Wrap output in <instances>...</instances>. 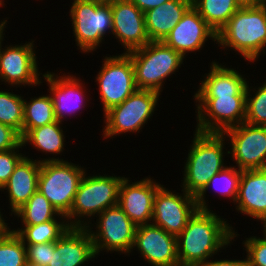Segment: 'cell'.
<instances>
[{"label": "cell", "mask_w": 266, "mask_h": 266, "mask_svg": "<svg viewBox=\"0 0 266 266\" xmlns=\"http://www.w3.org/2000/svg\"><path fill=\"white\" fill-rule=\"evenodd\" d=\"M112 35L128 53L150 42L145 14L131 0H117L111 4Z\"/></svg>", "instance_id": "cell-19"}, {"label": "cell", "mask_w": 266, "mask_h": 266, "mask_svg": "<svg viewBox=\"0 0 266 266\" xmlns=\"http://www.w3.org/2000/svg\"><path fill=\"white\" fill-rule=\"evenodd\" d=\"M170 190L163 184L156 192L153 206L152 224L166 232L178 236L188 220L198 210L195 196L181 189Z\"/></svg>", "instance_id": "cell-15"}, {"label": "cell", "mask_w": 266, "mask_h": 266, "mask_svg": "<svg viewBox=\"0 0 266 266\" xmlns=\"http://www.w3.org/2000/svg\"><path fill=\"white\" fill-rule=\"evenodd\" d=\"M13 216L18 223L21 221V225H37L50 220H67L66 216L60 214L39 190L11 215Z\"/></svg>", "instance_id": "cell-27"}, {"label": "cell", "mask_w": 266, "mask_h": 266, "mask_svg": "<svg viewBox=\"0 0 266 266\" xmlns=\"http://www.w3.org/2000/svg\"><path fill=\"white\" fill-rule=\"evenodd\" d=\"M85 172L70 212L66 215L70 227L86 228L93 217L118 205L119 188L125 176L88 174ZM89 175V176H88Z\"/></svg>", "instance_id": "cell-4"}, {"label": "cell", "mask_w": 266, "mask_h": 266, "mask_svg": "<svg viewBox=\"0 0 266 266\" xmlns=\"http://www.w3.org/2000/svg\"><path fill=\"white\" fill-rule=\"evenodd\" d=\"M230 148V160L239 170L266 168V126L247 123L231 127L223 132ZM230 141V142H229Z\"/></svg>", "instance_id": "cell-13"}, {"label": "cell", "mask_w": 266, "mask_h": 266, "mask_svg": "<svg viewBox=\"0 0 266 266\" xmlns=\"http://www.w3.org/2000/svg\"><path fill=\"white\" fill-rule=\"evenodd\" d=\"M226 219L213 210L198 209L177 236L179 266H199L226 252L240 236Z\"/></svg>", "instance_id": "cell-1"}, {"label": "cell", "mask_w": 266, "mask_h": 266, "mask_svg": "<svg viewBox=\"0 0 266 266\" xmlns=\"http://www.w3.org/2000/svg\"><path fill=\"white\" fill-rule=\"evenodd\" d=\"M69 5L70 22L75 45L82 54L95 52L112 35L111 4L73 0ZM108 33V34H107Z\"/></svg>", "instance_id": "cell-6"}, {"label": "cell", "mask_w": 266, "mask_h": 266, "mask_svg": "<svg viewBox=\"0 0 266 266\" xmlns=\"http://www.w3.org/2000/svg\"><path fill=\"white\" fill-rule=\"evenodd\" d=\"M127 54L132 60L137 89L154 90L161 94L166 80L176 75L186 62L180 53L163 41H150Z\"/></svg>", "instance_id": "cell-5"}, {"label": "cell", "mask_w": 266, "mask_h": 266, "mask_svg": "<svg viewBox=\"0 0 266 266\" xmlns=\"http://www.w3.org/2000/svg\"><path fill=\"white\" fill-rule=\"evenodd\" d=\"M143 13L156 8L169 0H131Z\"/></svg>", "instance_id": "cell-39"}, {"label": "cell", "mask_w": 266, "mask_h": 266, "mask_svg": "<svg viewBox=\"0 0 266 266\" xmlns=\"http://www.w3.org/2000/svg\"><path fill=\"white\" fill-rule=\"evenodd\" d=\"M12 228L24 244H39L57 241L69 228L67 220H50L37 225H20Z\"/></svg>", "instance_id": "cell-29"}, {"label": "cell", "mask_w": 266, "mask_h": 266, "mask_svg": "<svg viewBox=\"0 0 266 266\" xmlns=\"http://www.w3.org/2000/svg\"><path fill=\"white\" fill-rule=\"evenodd\" d=\"M27 251V262L39 266H48L51 252H54L55 242L25 244Z\"/></svg>", "instance_id": "cell-36"}, {"label": "cell", "mask_w": 266, "mask_h": 266, "mask_svg": "<svg viewBox=\"0 0 266 266\" xmlns=\"http://www.w3.org/2000/svg\"><path fill=\"white\" fill-rule=\"evenodd\" d=\"M94 219L96 222L92 220L94 223H89L86 229L91 235L97 257L102 256V252L132 256L131 249L137 226L118 205L107 208Z\"/></svg>", "instance_id": "cell-10"}, {"label": "cell", "mask_w": 266, "mask_h": 266, "mask_svg": "<svg viewBox=\"0 0 266 266\" xmlns=\"http://www.w3.org/2000/svg\"><path fill=\"white\" fill-rule=\"evenodd\" d=\"M88 168L64 161L42 162L38 190L62 215H67L73 205L79 184Z\"/></svg>", "instance_id": "cell-9"}, {"label": "cell", "mask_w": 266, "mask_h": 266, "mask_svg": "<svg viewBox=\"0 0 266 266\" xmlns=\"http://www.w3.org/2000/svg\"><path fill=\"white\" fill-rule=\"evenodd\" d=\"M2 210H4V209H1V207H0V234L8 227V224L10 225V223H7L6 218H4V216H5V215H3L4 212L1 213Z\"/></svg>", "instance_id": "cell-40"}, {"label": "cell", "mask_w": 266, "mask_h": 266, "mask_svg": "<svg viewBox=\"0 0 266 266\" xmlns=\"http://www.w3.org/2000/svg\"><path fill=\"white\" fill-rule=\"evenodd\" d=\"M221 51H234L245 62L259 61L266 55V0L255 5H244L217 33ZM228 48V49H227ZM230 48V49H229Z\"/></svg>", "instance_id": "cell-2"}, {"label": "cell", "mask_w": 266, "mask_h": 266, "mask_svg": "<svg viewBox=\"0 0 266 266\" xmlns=\"http://www.w3.org/2000/svg\"><path fill=\"white\" fill-rule=\"evenodd\" d=\"M261 236H248L242 245L249 266H266V227H262Z\"/></svg>", "instance_id": "cell-34"}, {"label": "cell", "mask_w": 266, "mask_h": 266, "mask_svg": "<svg viewBox=\"0 0 266 266\" xmlns=\"http://www.w3.org/2000/svg\"><path fill=\"white\" fill-rule=\"evenodd\" d=\"M241 176V170H239L233 164L226 166L222 171L215 174L207 183L205 188L195 197L199 210H211L206 198L208 190L214 189L215 195L218 193L219 197L226 199L232 203H235L238 196L239 180Z\"/></svg>", "instance_id": "cell-26"}, {"label": "cell", "mask_w": 266, "mask_h": 266, "mask_svg": "<svg viewBox=\"0 0 266 266\" xmlns=\"http://www.w3.org/2000/svg\"><path fill=\"white\" fill-rule=\"evenodd\" d=\"M20 144V134L12 127L0 123V152L17 148Z\"/></svg>", "instance_id": "cell-37"}, {"label": "cell", "mask_w": 266, "mask_h": 266, "mask_svg": "<svg viewBox=\"0 0 266 266\" xmlns=\"http://www.w3.org/2000/svg\"><path fill=\"white\" fill-rule=\"evenodd\" d=\"M211 259H209L206 263L200 264L199 266H249L247 258H243L241 259H217L215 257Z\"/></svg>", "instance_id": "cell-38"}, {"label": "cell", "mask_w": 266, "mask_h": 266, "mask_svg": "<svg viewBox=\"0 0 266 266\" xmlns=\"http://www.w3.org/2000/svg\"><path fill=\"white\" fill-rule=\"evenodd\" d=\"M245 123L254 126H266V79L259 86H250L248 81Z\"/></svg>", "instance_id": "cell-33"}, {"label": "cell", "mask_w": 266, "mask_h": 266, "mask_svg": "<svg viewBox=\"0 0 266 266\" xmlns=\"http://www.w3.org/2000/svg\"><path fill=\"white\" fill-rule=\"evenodd\" d=\"M209 40L217 43V33L191 5L163 42L186 59L189 54L204 50Z\"/></svg>", "instance_id": "cell-18"}, {"label": "cell", "mask_w": 266, "mask_h": 266, "mask_svg": "<svg viewBox=\"0 0 266 266\" xmlns=\"http://www.w3.org/2000/svg\"><path fill=\"white\" fill-rule=\"evenodd\" d=\"M238 1L242 6H244V5H255L265 0H238Z\"/></svg>", "instance_id": "cell-41"}, {"label": "cell", "mask_w": 266, "mask_h": 266, "mask_svg": "<svg viewBox=\"0 0 266 266\" xmlns=\"http://www.w3.org/2000/svg\"><path fill=\"white\" fill-rule=\"evenodd\" d=\"M134 250L151 266H179L177 236L152 223L137 226L131 252Z\"/></svg>", "instance_id": "cell-16"}, {"label": "cell", "mask_w": 266, "mask_h": 266, "mask_svg": "<svg viewBox=\"0 0 266 266\" xmlns=\"http://www.w3.org/2000/svg\"><path fill=\"white\" fill-rule=\"evenodd\" d=\"M161 95L154 90L137 89L123 103L112 107L103 115L101 138L113 140L115 136L122 134L126 136V133H140L158 110Z\"/></svg>", "instance_id": "cell-7"}, {"label": "cell", "mask_w": 266, "mask_h": 266, "mask_svg": "<svg viewBox=\"0 0 266 266\" xmlns=\"http://www.w3.org/2000/svg\"><path fill=\"white\" fill-rule=\"evenodd\" d=\"M64 123L60 121H55L44 126H39L31 129L22 139L21 143L23 147L32 146L35 150L40 153L46 154V158H35L36 161L48 162V161H64L65 158H62L63 151L66 149V131H63ZM27 145V146H26ZM53 157H49V155ZM48 155V157H47ZM59 157H56V156ZM61 157V158H60Z\"/></svg>", "instance_id": "cell-24"}, {"label": "cell", "mask_w": 266, "mask_h": 266, "mask_svg": "<svg viewBox=\"0 0 266 266\" xmlns=\"http://www.w3.org/2000/svg\"><path fill=\"white\" fill-rule=\"evenodd\" d=\"M192 97L197 113L195 131L223 133L245 122L246 95Z\"/></svg>", "instance_id": "cell-12"}, {"label": "cell", "mask_w": 266, "mask_h": 266, "mask_svg": "<svg viewBox=\"0 0 266 266\" xmlns=\"http://www.w3.org/2000/svg\"><path fill=\"white\" fill-rule=\"evenodd\" d=\"M22 143L14 149L0 152V190L7 183L18 162L26 155ZM21 149V150H20Z\"/></svg>", "instance_id": "cell-35"}, {"label": "cell", "mask_w": 266, "mask_h": 266, "mask_svg": "<svg viewBox=\"0 0 266 266\" xmlns=\"http://www.w3.org/2000/svg\"><path fill=\"white\" fill-rule=\"evenodd\" d=\"M235 211L266 227V168L241 171Z\"/></svg>", "instance_id": "cell-20"}, {"label": "cell", "mask_w": 266, "mask_h": 266, "mask_svg": "<svg viewBox=\"0 0 266 266\" xmlns=\"http://www.w3.org/2000/svg\"><path fill=\"white\" fill-rule=\"evenodd\" d=\"M192 6L216 33L242 7L238 0H192Z\"/></svg>", "instance_id": "cell-28"}, {"label": "cell", "mask_w": 266, "mask_h": 266, "mask_svg": "<svg viewBox=\"0 0 266 266\" xmlns=\"http://www.w3.org/2000/svg\"><path fill=\"white\" fill-rule=\"evenodd\" d=\"M95 259L97 256L89 231L86 228L70 227L55 241L48 266H88Z\"/></svg>", "instance_id": "cell-21"}, {"label": "cell", "mask_w": 266, "mask_h": 266, "mask_svg": "<svg viewBox=\"0 0 266 266\" xmlns=\"http://www.w3.org/2000/svg\"><path fill=\"white\" fill-rule=\"evenodd\" d=\"M191 5L192 0H169L145 12L149 40L164 41Z\"/></svg>", "instance_id": "cell-25"}, {"label": "cell", "mask_w": 266, "mask_h": 266, "mask_svg": "<svg viewBox=\"0 0 266 266\" xmlns=\"http://www.w3.org/2000/svg\"><path fill=\"white\" fill-rule=\"evenodd\" d=\"M9 18L8 17H5V18H3L1 21H0V23L1 24H7L9 21H7Z\"/></svg>", "instance_id": "cell-43"}, {"label": "cell", "mask_w": 266, "mask_h": 266, "mask_svg": "<svg viewBox=\"0 0 266 266\" xmlns=\"http://www.w3.org/2000/svg\"><path fill=\"white\" fill-rule=\"evenodd\" d=\"M23 137L33 128L57 121L50 94L24 99Z\"/></svg>", "instance_id": "cell-30"}, {"label": "cell", "mask_w": 266, "mask_h": 266, "mask_svg": "<svg viewBox=\"0 0 266 266\" xmlns=\"http://www.w3.org/2000/svg\"><path fill=\"white\" fill-rule=\"evenodd\" d=\"M88 1L97 2L100 4H112L113 2L117 0H88Z\"/></svg>", "instance_id": "cell-42"}, {"label": "cell", "mask_w": 266, "mask_h": 266, "mask_svg": "<svg viewBox=\"0 0 266 266\" xmlns=\"http://www.w3.org/2000/svg\"><path fill=\"white\" fill-rule=\"evenodd\" d=\"M26 246L21 238L7 227L0 234V266H25Z\"/></svg>", "instance_id": "cell-32"}, {"label": "cell", "mask_w": 266, "mask_h": 266, "mask_svg": "<svg viewBox=\"0 0 266 266\" xmlns=\"http://www.w3.org/2000/svg\"><path fill=\"white\" fill-rule=\"evenodd\" d=\"M25 155L16 165L7 183L1 188L9 202L11 216L38 190L41 163ZM5 190V191H4ZM8 196V197H7Z\"/></svg>", "instance_id": "cell-22"}, {"label": "cell", "mask_w": 266, "mask_h": 266, "mask_svg": "<svg viewBox=\"0 0 266 266\" xmlns=\"http://www.w3.org/2000/svg\"><path fill=\"white\" fill-rule=\"evenodd\" d=\"M95 77L102 111L105 114L112 107L123 103L136 90L134 68L127 53L106 54Z\"/></svg>", "instance_id": "cell-11"}, {"label": "cell", "mask_w": 266, "mask_h": 266, "mask_svg": "<svg viewBox=\"0 0 266 266\" xmlns=\"http://www.w3.org/2000/svg\"><path fill=\"white\" fill-rule=\"evenodd\" d=\"M130 179L127 176L122 179L118 206L136 226L151 224L155 194L162 184L150 175L139 181Z\"/></svg>", "instance_id": "cell-17"}, {"label": "cell", "mask_w": 266, "mask_h": 266, "mask_svg": "<svg viewBox=\"0 0 266 266\" xmlns=\"http://www.w3.org/2000/svg\"><path fill=\"white\" fill-rule=\"evenodd\" d=\"M60 73L46 71L42 75L41 83L44 82L49 87L48 92L53 102L56 120L64 123L66 118L68 120V116L71 119L74 116L76 118L78 112L82 114V110L88 106L87 102L89 104L92 98L86 96L88 89L84 86V78L82 81L80 76L76 77L77 74L73 75V72Z\"/></svg>", "instance_id": "cell-14"}, {"label": "cell", "mask_w": 266, "mask_h": 266, "mask_svg": "<svg viewBox=\"0 0 266 266\" xmlns=\"http://www.w3.org/2000/svg\"><path fill=\"white\" fill-rule=\"evenodd\" d=\"M25 266H39V265H36V264H33V263H26Z\"/></svg>", "instance_id": "cell-45"}, {"label": "cell", "mask_w": 266, "mask_h": 266, "mask_svg": "<svg viewBox=\"0 0 266 266\" xmlns=\"http://www.w3.org/2000/svg\"><path fill=\"white\" fill-rule=\"evenodd\" d=\"M212 60L208 73L202 75L199 87L193 96L246 95L248 81L244 74Z\"/></svg>", "instance_id": "cell-23"}, {"label": "cell", "mask_w": 266, "mask_h": 266, "mask_svg": "<svg viewBox=\"0 0 266 266\" xmlns=\"http://www.w3.org/2000/svg\"><path fill=\"white\" fill-rule=\"evenodd\" d=\"M0 89V123L15 129L23 138L24 96L13 89ZM7 90V91H6ZM11 91V92H9Z\"/></svg>", "instance_id": "cell-31"}, {"label": "cell", "mask_w": 266, "mask_h": 266, "mask_svg": "<svg viewBox=\"0 0 266 266\" xmlns=\"http://www.w3.org/2000/svg\"><path fill=\"white\" fill-rule=\"evenodd\" d=\"M191 142L184 162L180 188L196 197L208 181L227 166L224 158L229 155V151L226 149L228 141L223 133H202L194 130Z\"/></svg>", "instance_id": "cell-3"}, {"label": "cell", "mask_w": 266, "mask_h": 266, "mask_svg": "<svg viewBox=\"0 0 266 266\" xmlns=\"http://www.w3.org/2000/svg\"><path fill=\"white\" fill-rule=\"evenodd\" d=\"M5 5H7V4H5V0H0V8L3 6L5 7Z\"/></svg>", "instance_id": "cell-44"}, {"label": "cell", "mask_w": 266, "mask_h": 266, "mask_svg": "<svg viewBox=\"0 0 266 266\" xmlns=\"http://www.w3.org/2000/svg\"><path fill=\"white\" fill-rule=\"evenodd\" d=\"M7 24L0 23V85L8 87L35 88L41 83V71L37 60L35 40L3 46ZM4 47V48H2ZM4 82V83H3ZM9 85V86H8Z\"/></svg>", "instance_id": "cell-8"}]
</instances>
